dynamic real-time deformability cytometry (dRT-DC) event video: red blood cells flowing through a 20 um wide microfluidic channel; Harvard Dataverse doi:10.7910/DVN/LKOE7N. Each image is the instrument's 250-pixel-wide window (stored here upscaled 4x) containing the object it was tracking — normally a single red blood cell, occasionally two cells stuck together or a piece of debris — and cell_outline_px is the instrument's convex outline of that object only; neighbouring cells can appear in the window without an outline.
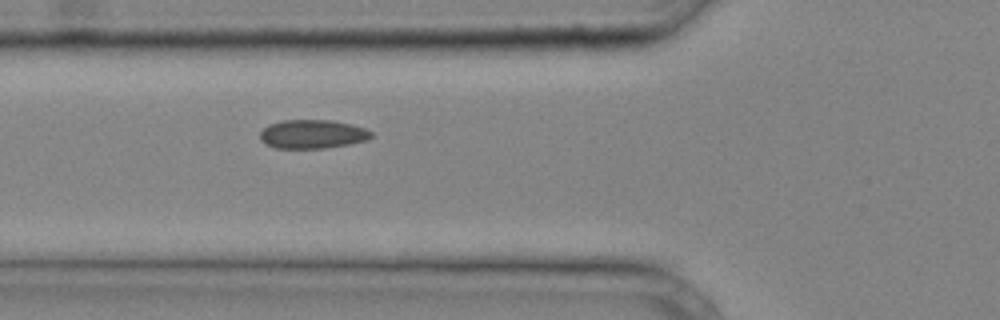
{"species": "common noctule bat (a hibernating species)", "species_latin": "Nyctalus noctula", "temperature_condition": "cold", "stored_images_in_passage": 6, "camera_frame_rate_fps": 3000, "um_per_image_px": 0.085, "animal": {"sex": "male", "body_mass_g": 20.4}, "frame": {"image": 1, "passage_image": 2, "time_ms": 0.333, "image_size_px": [1000, 320], "cell_outline_px": [[372, 136], [364, 140], [348, 144], [324, 148], [276, 148], [264, 144], [260, 140], [260, 132], [268, 124], [284, 120], [332, 120], [352, 124], [364, 128], [372, 132]], "centroid_in_image_um": [26.51, 11.39], "position_along_channel_um": 99.3, "area_um2": 18.61}}